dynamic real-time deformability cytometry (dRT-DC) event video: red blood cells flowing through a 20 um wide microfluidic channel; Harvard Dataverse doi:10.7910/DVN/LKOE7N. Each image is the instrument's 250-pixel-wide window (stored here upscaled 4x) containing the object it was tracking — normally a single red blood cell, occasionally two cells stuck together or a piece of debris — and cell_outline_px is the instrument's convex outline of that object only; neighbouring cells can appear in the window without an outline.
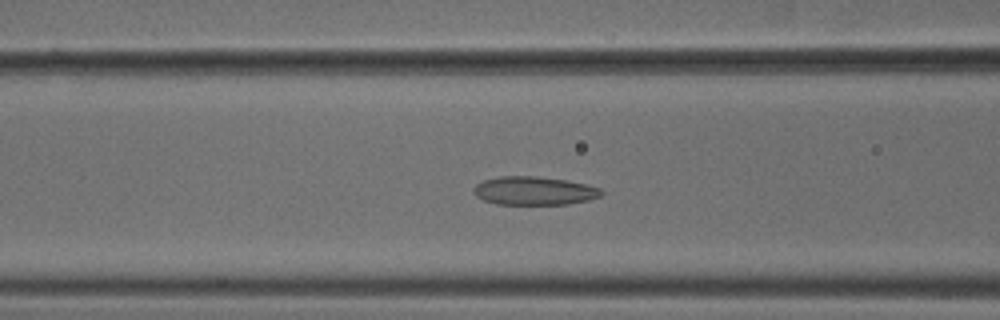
{"species": "common noctule bat (a hibernating species)", "species_latin": "Nyctalus noctula", "temperature_condition": "cold", "stored_images_in_passage": 53, "camera_frame_rate_fps": 3000, "um_per_image_px": 0.085, "animal": {"sex": "male", "body_mass_g": 18.8}, "frame": {"image": 1, "passage_image": 21, "time_ms": 6.667, "image_size_px": [1000, 320], "cell_outline_px": [[604, 192], [600, 196], [588, 200], [568, 204], [496, 204], [484, 200], [476, 196], [472, 192], [476, 184], [484, 180], [500, 176], [536, 176], [568, 180], [600, 188]], "centroid_in_image_um": [45.39, 16.21], "position_along_channel_um": 121.2, "area_um2": 21.15}}
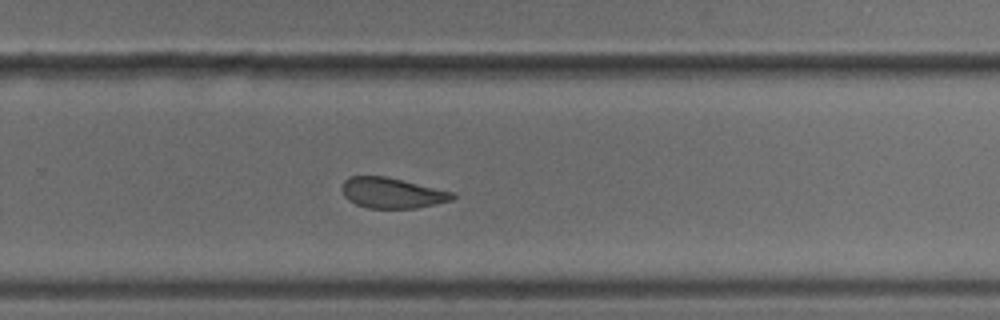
{"frame": {"image": 2, "passage_image": 35, "time_ms": 11.333, "image_size_px": [1000, 320], "cell_outline_px": [[456, 196], [452, 200], [416, 208], [368, 208], [356, 204], [348, 200], [344, 196], [340, 188], [344, 180], [348, 176], [388, 176], [456, 192]], "centroid_in_image_um": [33.32, 16.38], "position_along_channel_um": 296.5, "area_um2": 20.0}}
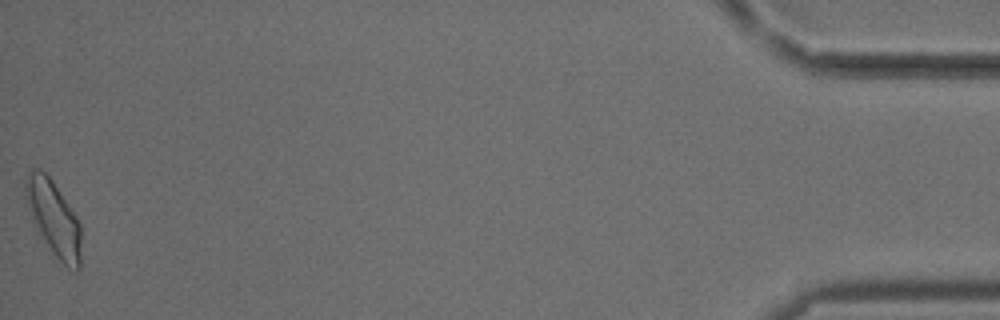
{"frame": {"image": 3, "passage_image": 53, "time_ms": 17.333, "image_size_px": [1000, 320], "cell_outline_px": [[80, 268], [76, 272], [68, 268], [52, 252], [32, 220], [24, 200], [24, 184], [28, 172], [32, 168], [40, 168], [52, 180], [76, 216], [80, 224]], "centroid_in_image_um": [4.53, 18.51], "position_along_channel_um": 430.7, "area_um2": 24.16}, "authors_computed_cell_mechanics": {"area_um2": 21.5016, "velocity_mm_per_s": 3.7588, "shape_relaxation_time_tau1_ms": 7.3054, "shape_relaxation_time_tau2_ms": 2.8996, "deformation_change_tau1": 0.1218, "deformation_change_tau2": 0.0863}}